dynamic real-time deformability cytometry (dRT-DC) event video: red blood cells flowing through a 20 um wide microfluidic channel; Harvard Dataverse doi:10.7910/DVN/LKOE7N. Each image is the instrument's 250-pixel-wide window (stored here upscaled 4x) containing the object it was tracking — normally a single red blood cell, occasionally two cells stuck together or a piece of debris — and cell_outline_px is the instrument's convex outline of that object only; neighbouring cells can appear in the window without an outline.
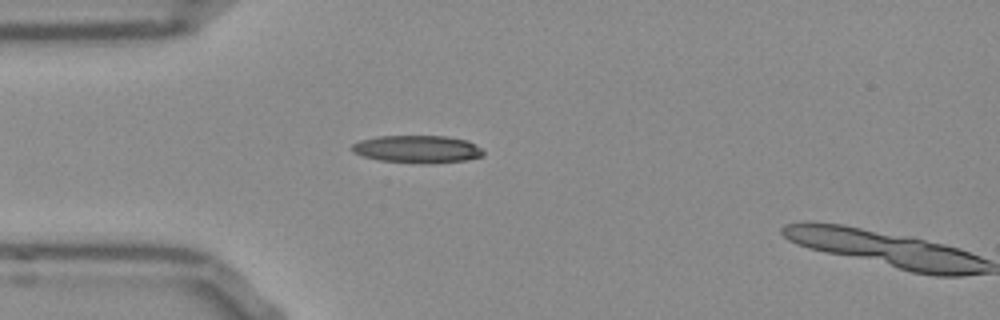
{"species": "Egyptian fruit bat (a non-hibernating species)", "species_latin": "Rousettus aegyptiacus", "temperature_condition": "room temperature", "stored_images_in_passage": 9, "camera_frame_rate_fps": 3000, "um_per_image_px": 0.085, "frame": {"image": 1, "passage_image": 8, "time_ms": 2.333, "image_size_px": [1000, 320], "cell_outline_px": [[484, 156], [464, 160], [432, 164], [420, 164], [380, 160], [364, 156], [352, 152], [352, 144], [360, 140], [376, 136], [448, 136], [468, 140], [480, 148], [484, 152]], "centroid_in_image_um": [35.49, 12.68], "position_along_channel_um": 49.5, "area_um2": 21.27}}